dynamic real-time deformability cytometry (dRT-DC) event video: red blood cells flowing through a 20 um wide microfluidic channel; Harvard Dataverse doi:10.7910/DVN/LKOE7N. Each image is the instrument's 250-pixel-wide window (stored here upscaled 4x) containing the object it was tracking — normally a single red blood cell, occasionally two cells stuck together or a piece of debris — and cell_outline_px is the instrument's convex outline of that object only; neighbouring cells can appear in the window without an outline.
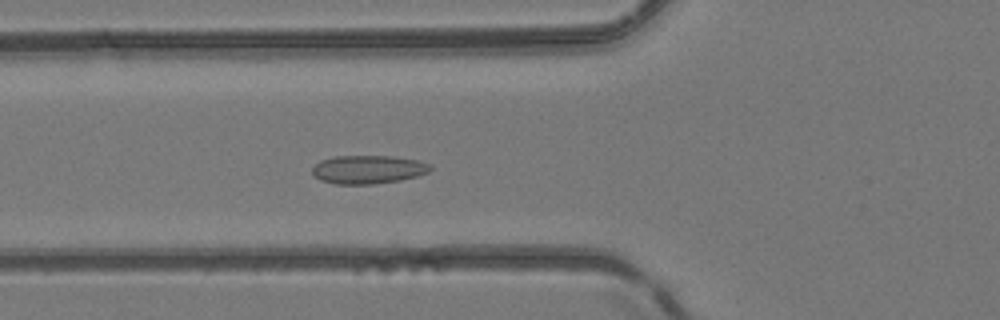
{"species": "common noctule bat (a hibernating species)", "species_latin": "Nyctalus noctula", "temperature_condition": "room temperature", "stored_images_in_passage": 52, "camera_frame_rate_fps": 3000, "um_per_image_px": 0.085, "animal": {"sex": "female", "body_mass_g": 24.6, "forearm_length_mm": 56.2}, "frame": {"image": 1, "passage_image": 19, "time_ms": 6.0, "image_size_px": [1000, 320], "cell_outline_px": [[432, 168], [428, 172], [416, 176], [400, 180], [376, 184], [336, 184], [320, 180], [312, 176], [312, 168], [320, 160], [332, 156], [392, 156], [416, 160], [432, 164]], "centroid_in_image_um": [31.26, 14.4], "position_along_channel_um": 94.5, "area_um2": 19.71}}
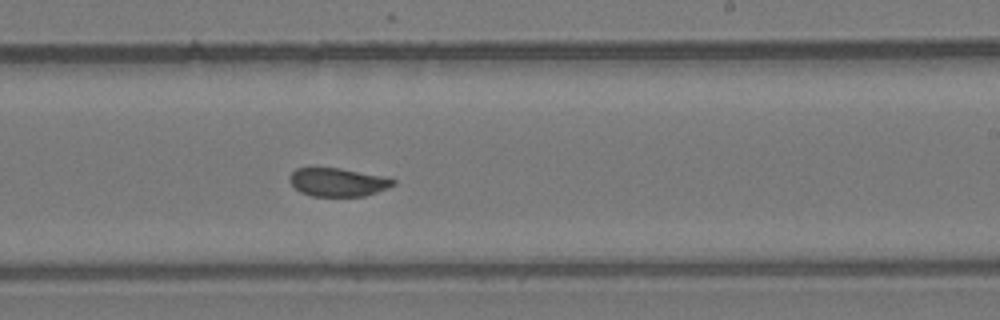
{"frame": {"image": 2, "passage_image": 31, "time_ms": 10.0, "image_size_px": [1000, 320], "cell_outline_px": [[396, 184], [388, 188], [364, 196], [312, 196], [300, 192], [288, 180], [288, 176], [296, 168], [312, 164], [340, 168], [384, 176], [396, 180]], "centroid_in_image_um": [28.65, 15.43], "position_along_channel_um": 260.3, "area_um2": 17.8}}
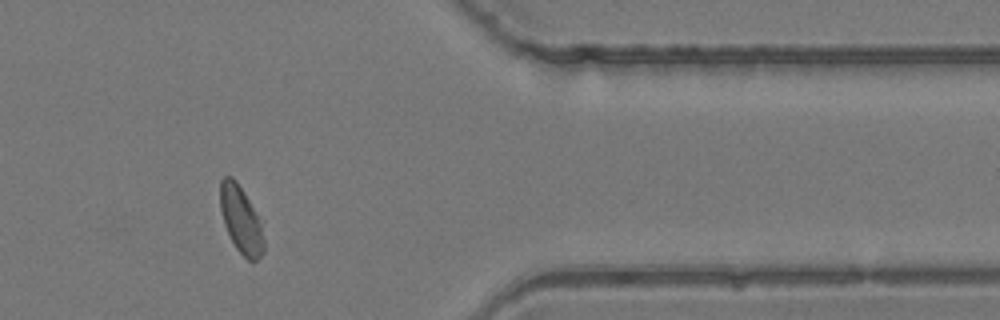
{"frame": {"image": 3, "passage_image": 42, "time_ms": 13.667, "image_size_px": [1000, 320], "cell_outline_px": [[264, 252], [256, 260], [248, 260], [236, 248], [224, 224], [220, 208], [220, 180], [224, 176], [232, 176], [236, 180], [244, 192], [260, 224], [264, 240]], "centroid_in_image_um": [20.45, 18.66], "position_along_channel_um": 390.9, "area_um2": 16.59}, "authors_computed_cell_mechanics": {"area_um2": 18.5538, "velocity_mm_per_s": 4.133, "shape_relaxation_time_tau1_ms": 10.122, "shape_relaxation_time_tau2_ms": null, "deformation_change_tau1": 0.1559, "deformation_change_tau2": null}}